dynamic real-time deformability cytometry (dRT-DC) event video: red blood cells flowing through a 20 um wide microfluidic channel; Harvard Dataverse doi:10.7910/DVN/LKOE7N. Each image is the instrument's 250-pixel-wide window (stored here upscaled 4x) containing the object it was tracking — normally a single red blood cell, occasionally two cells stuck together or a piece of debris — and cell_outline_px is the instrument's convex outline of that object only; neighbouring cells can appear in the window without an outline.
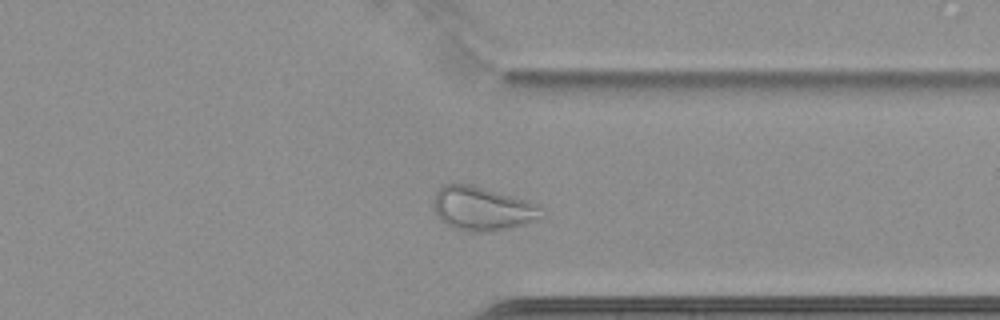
{"species": "common noctule bat (a hibernating species)", "species_latin": "Nyctalus noctula", "temperature_condition": "cold", "stored_images_in_passage": 60, "segment_of_instrument_passage": [1, 2], "camera_frame_rate_fps": 3000, "um_per_image_px": 0.085, "animal": {"sex": "female", "body_mass_g": 22.7, "forearm_length_mm": 54.2}, "frame": {"image": 1, "passage_image": 46, "time_ms": 15.0, "image_size_px": [1000, 320], "cell_outline_px": [[544, 216], [540, 220], [512, 228], [476, 232], [468, 232], [452, 228], [444, 224], [440, 220], [432, 208], [432, 200], [436, 192], [444, 184], [472, 184], [532, 200], [540, 208]], "centroid_in_image_um": [41.01, 17.73], "position_along_channel_um": 370.4, "area_um2": 28.38}}
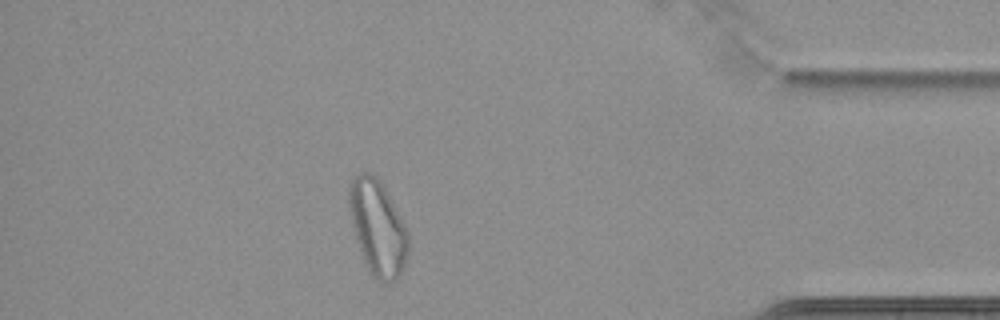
{"frame": {"image": 2, "passage_image": 52, "time_ms": 17.0, "image_size_px": [1000, 320], "cell_outline_px": [[408, 252], [404, 264], [396, 280], [388, 284], [384, 284], [376, 280], [368, 272], [364, 264], [356, 240], [352, 224], [348, 200], [348, 184], [356, 172], [372, 172], [380, 180], [408, 232]], "centroid_in_image_um": [32.06, 19.36], "position_along_channel_um": 403.1, "area_um2": 33.06}}